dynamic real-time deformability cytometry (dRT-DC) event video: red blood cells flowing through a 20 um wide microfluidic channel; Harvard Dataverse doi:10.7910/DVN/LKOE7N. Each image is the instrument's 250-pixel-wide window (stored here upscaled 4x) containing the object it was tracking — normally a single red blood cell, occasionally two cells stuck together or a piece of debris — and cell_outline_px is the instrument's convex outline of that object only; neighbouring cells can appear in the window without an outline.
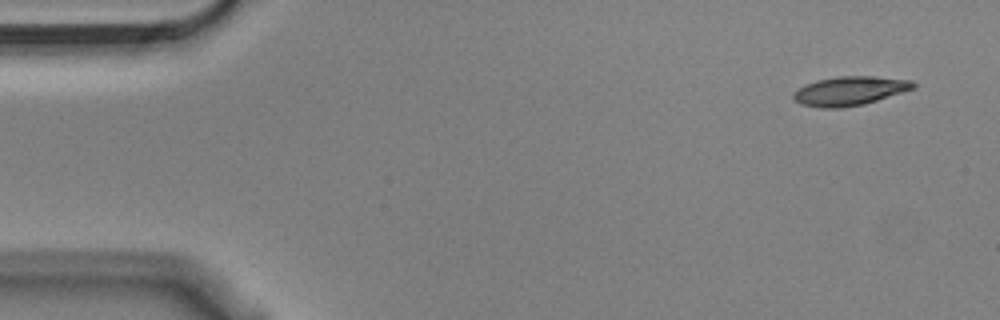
{"species": "Egyptian fruit bat (a non-hibernating species)", "species_latin": "Rousettus aegyptiacus", "temperature_condition": "cold", "stored_images_in_passage": 52, "segment_of_instrument_passage": [1, 2], "camera_frame_rate_fps": 3000, "um_per_image_px": 0.085, "animal": {"sex": "male"}, "frame": {"image": 1, "passage_image": 1, "time_ms": 0.0, "image_size_px": [1000, 320], "cell_outline_px": [[916, 88], [864, 104], [840, 108], [820, 108], [800, 104], [792, 100], [792, 92], [804, 84], [816, 80], [840, 76], [876, 76], [912, 80], [916, 84]], "centroid_in_image_um": [72.19, 7.72], "position_along_channel_um": 12.8, "area_um2": 20.58}}
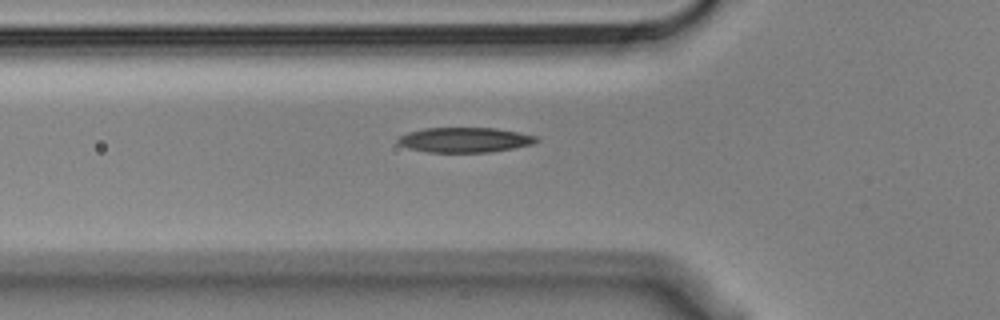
{"frame": {"image": 2, "passage_image": 16, "time_ms": 5.0, "image_size_px": [1000, 320], "cell_outline_px": [[540, 140], [532, 144], [492, 152], [428, 152], [408, 148], [400, 144], [396, 140], [400, 136], [408, 132], [424, 128], [496, 128], [536, 136]], "centroid_in_image_um": [39.49, 11.89], "position_along_channel_um": 86.3, "area_um2": 20.0}}
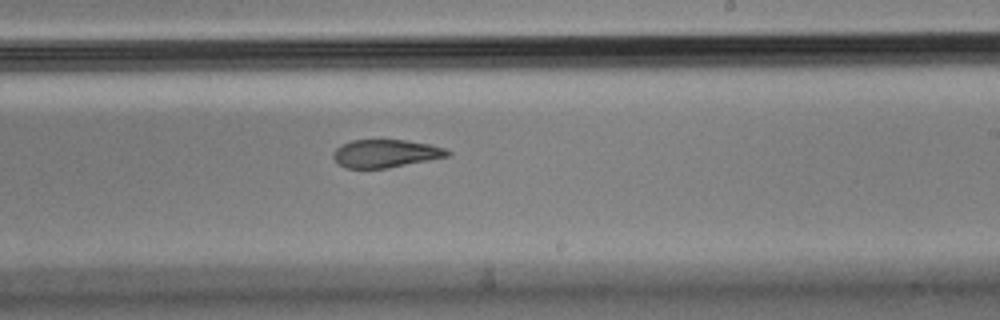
{"frame": {"image": 3, "passage_image": 30, "time_ms": 9.667, "image_size_px": [1000, 320], "cell_outline_px": [[452, 152], [448, 156], [388, 168], [344, 168], [332, 156], [332, 152], [340, 144], [352, 140], [404, 140], [432, 144], [444, 148]], "centroid_in_image_um": [32.76, 13.04], "position_along_channel_um": 256.2, "area_um2": 18.61}}